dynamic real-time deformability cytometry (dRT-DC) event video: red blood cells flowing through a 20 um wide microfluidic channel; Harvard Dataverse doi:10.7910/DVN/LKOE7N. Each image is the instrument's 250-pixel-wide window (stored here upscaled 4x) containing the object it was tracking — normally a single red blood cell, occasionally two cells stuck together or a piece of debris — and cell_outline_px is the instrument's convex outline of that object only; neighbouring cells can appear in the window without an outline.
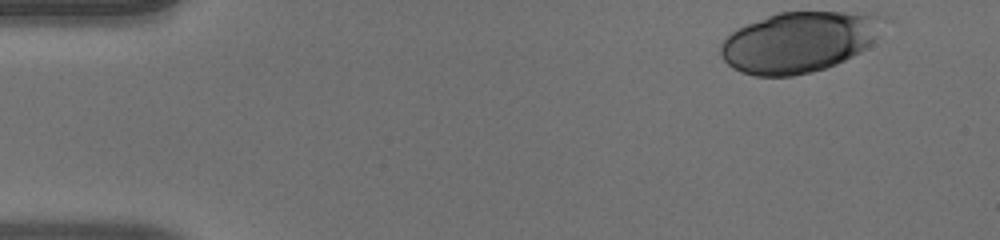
{"species": "human", "species_latin": "Homo sapiens", "temperature_condition": "warm", "stored_images_in_passage": 47, "camera_frame_rate_fps": 3000, "um_per_image_px": 0.085, "donor": {"sex": "male"}, "frame": {"image": 1, "passage_image": 1, "time_ms": 0.0, "image_size_px": [1000, 240], "cell_outline_px": [[892, 20], [860, 52], [836, 64], [812, 72], [792, 76], [756, 76], [740, 72], [732, 68], [724, 60], [720, 52], [720, 44], [732, 32], [748, 24], [768, 16], [780, 12], [872, 12], [888, 16]], "centroid_in_image_um": [67.99, 3.55], "position_along_channel_um": 17.0, "area_um2": 57.8}}
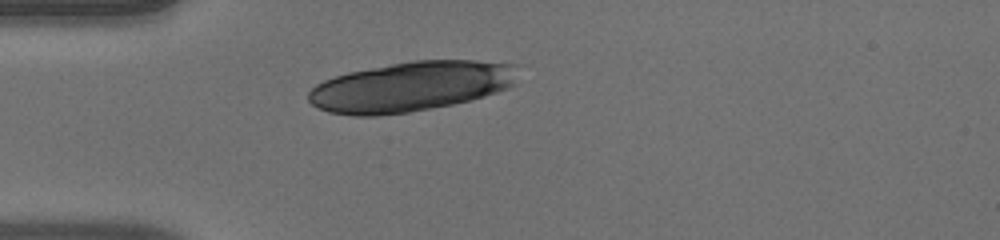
{"frame": {"image": 2, "passage_image": 11, "time_ms": 3.333, "image_size_px": [1000, 240], "cell_outline_px": [[516, 64], [512, 84], [508, 88], [472, 100], [452, 104], [408, 112], [376, 116], [356, 116], [328, 112], [312, 104], [308, 100], [308, 92], [316, 84], [324, 80], [348, 72], [412, 60], [476, 60]], "centroid_in_image_um": [34.88, 7.35], "position_along_channel_um": 50.1, "area_um2": 60.57}}